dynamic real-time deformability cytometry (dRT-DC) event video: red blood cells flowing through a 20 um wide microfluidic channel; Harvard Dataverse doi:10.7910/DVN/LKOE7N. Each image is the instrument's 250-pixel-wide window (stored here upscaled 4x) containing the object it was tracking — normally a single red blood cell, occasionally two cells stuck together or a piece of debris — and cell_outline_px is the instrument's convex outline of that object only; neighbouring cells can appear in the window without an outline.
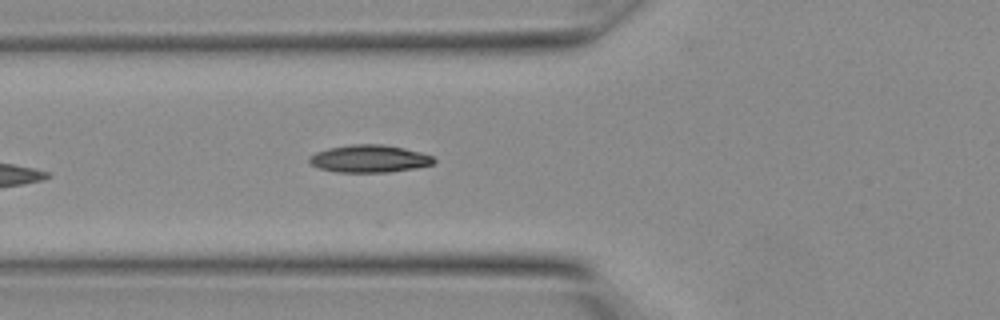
{"species": "Egyptian fruit bat (a non-hibernating species)", "species_latin": "Rousettus aegyptiacus", "temperature_condition": "warm", "stored_images_in_passage": 21, "camera_frame_rate_fps": 3000, "um_per_image_px": 0.085, "animal": {"sex": "female"}, "frame": {"image": 1, "passage_image": 12, "time_ms": 3.667, "image_size_px": [1000, 320], "cell_outline_px": [[436, 160], [432, 164], [416, 168], [388, 172], [336, 172], [320, 168], [312, 164], [308, 160], [308, 156], [316, 152], [328, 148], [352, 144], [380, 144], [404, 148], [420, 152], [432, 156]], "centroid_in_image_um": [31.38, 13.49], "position_along_channel_um": 94.4, "area_um2": 19.88}}
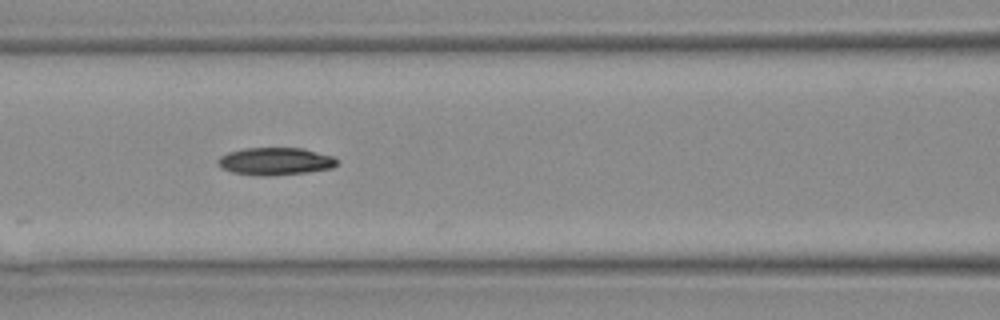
{"frame": {"image": 2, "passage_image": 14, "time_ms": 4.333, "image_size_px": [1000, 320], "cell_outline_px": [[336, 164], [332, 168], [308, 172], [268, 176], [264, 176], [232, 172], [216, 164], [216, 160], [220, 156], [228, 152], [244, 148], [300, 148], [332, 156], [336, 160]], "centroid_in_image_um": [23.35, 13.71], "position_along_channel_um": 143.2, "area_um2": 18.9}}